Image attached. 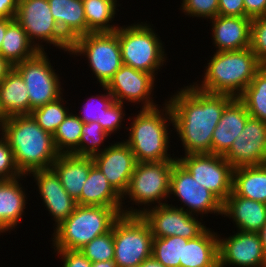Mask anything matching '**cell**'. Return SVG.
I'll list each match as a JSON object with an SVG mask.
<instances>
[{
  "mask_svg": "<svg viewBox=\"0 0 266 267\" xmlns=\"http://www.w3.org/2000/svg\"><path fill=\"white\" fill-rule=\"evenodd\" d=\"M234 99L226 94L207 93L193 85L181 89L167 101L173 127L185 154L212 153V135L225 107Z\"/></svg>",
  "mask_w": 266,
  "mask_h": 267,
  "instance_id": "cell-1",
  "label": "cell"
},
{
  "mask_svg": "<svg viewBox=\"0 0 266 267\" xmlns=\"http://www.w3.org/2000/svg\"><path fill=\"white\" fill-rule=\"evenodd\" d=\"M1 131L24 177L36 170L50 169L60 155L53 135L44 131L31 115L7 118Z\"/></svg>",
  "mask_w": 266,
  "mask_h": 267,
  "instance_id": "cell-2",
  "label": "cell"
},
{
  "mask_svg": "<svg viewBox=\"0 0 266 267\" xmlns=\"http://www.w3.org/2000/svg\"><path fill=\"white\" fill-rule=\"evenodd\" d=\"M205 69L199 90L238 98L262 64L250 47L237 51H216Z\"/></svg>",
  "mask_w": 266,
  "mask_h": 267,
  "instance_id": "cell-3",
  "label": "cell"
},
{
  "mask_svg": "<svg viewBox=\"0 0 266 267\" xmlns=\"http://www.w3.org/2000/svg\"><path fill=\"white\" fill-rule=\"evenodd\" d=\"M158 108L141 109L131 122V127L127 128L130 131L129 139L124 142L130 147L137 162L177 160L167 153L169 125L166 123L168 120L173 123L171 108L168 102H165L162 112Z\"/></svg>",
  "mask_w": 266,
  "mask_h": 267,
  "instance_id": "cell-4",
  "label": "cell"
},
{
  "mask_svg": "<svg viewBox=\"0 0 266 267\" xmlns=\"http://www.w3.org/2000/svg\"><path fill=\"white\" fill-rule=\"evenodd\" d=\"M121 214L113 207L77 205L73 213L55 227V250H80L94 238L109 232Z\"/></svg>",
  "mask_w": 266,
  "mask_h": 267,
  "instance_id": "cell-5",
  "label": "cell"
},
{
  "mask_svg": "<svg viewBox=\"0 0 266 267\" xmlns=\"http://www.w3.org/2000/svg\"><path fill=\"white\" fill-rule=\"evenodd\" d=\"M158 34L148 24L118 28L122 64L152 74L165 62V52ZM164 61V62H163Z\"/></svg>",
  "mask_w": 266,
  "mask_h": 267,
  "instance_id": "cell-6",
  "label": "cell"
},
{
  "mask_svg": "<svg viewBox=\"0 0 266 267\" xmlns=\"http://www.w3.org/2000/svg\"><path fill=\"white\" fill-rule=\"evenodd\" d=\"M113 241L117 267H137L152 257V231L141 215H121L113 224Z\"/></svg>",
  "mask_w": 266,
  "mask_h": 267,
  "instance_id": "cell-7",
  "label": "cell"
},
{
  "mask_svg": "<svg viewBox=\"0 0 266 267\" xmlns=\"http://www.w3.org/2000/svg\"><path fill=\"white\" fill-rule=\"evenodd\" d=\"M71 54L88 58L97 81L106 86L122 64L118 29L113 32H90L71 43ZM80 53V54H79Z\"/></svg>",
  "mask_w": 266,
  "mask_h": 267,
  "instance_id": "cell-8",
  "label": "cell"
},
{
  "mask_svg": "<svg viewBox=\"0 0 266 267\" xmlns=\"http://www.w3.org/2000/svg\"><path fill=\"white\" fill-rule=\"evenodd\" d=\"M15 20L39 51H44V47L40 43H34V39L70 51L71 42L62 34L53 18L48 0H18Z\"/></svg>",
  "mask_w": 266,
  "mask_h": 267,
  "instance_id": "cell-9",
  "label": "cell"
},
{
  "mask_svg": "<svg viewBox=\"0 0 266 267\" xmlns=\"http://www.w3.org/2000/svg\"><path fill=\"white\" fill-rule=\"evenodd\" d=\"M176 161L137 162L122 198L128 195L135 204L148 206L156 202L158 206L167 204L161 201L170 196V175Z\"/></svg>",
  "mask_w": 266,
  "mask_h": 267,
  "instance_id": "cell-10",
  "label": "cell"
},
{
  "mask_svg": "<svg viewBox=\"0 0 266 267\" xmlns=\"http://www.w3.org/2000/svg\"><path fill=\"white\" fill-rule=\"evenodd\" d=\"M134 209L124 208L123 215H141L150 226L153 237L180 236L189 240L199 236L207 228L181 206L177 208L170 204H156L150 209Z\"/></svg>",
  "mask_w": 266,
  "mask_h": 267,
  "instance_id": "cell-11",
  "label": "cell"
},
{
  "mask_svg": "<svg viewBox=\"0 0 266 267\" xmlns=\"http://www.w3.org/2000/svg\"><path fill=\"white\" fill-rule=\"evenodd\" d=\"M14 68L20 73L28 89L29 115L32 110L61 97V82L45 51H39L34 57L16 64Z\"/></svg>",
  "mask_w": 266,
  "mask_h": 267,
  "instance_id": "cell-12",
  "label": "cell"
},
{
  "mask_svg": "<svg viewBox=\"0 0 266 267\" xmlns=\"http://www.w3.org/2000/svg\"><path fill=\"white\" fill-rule=\"evenodd\" d=\"M176 159L193 179L222 203L231 194L234 168L223 156L213 153L185 154L183 158Z\"/></svg>",
  "mask_w": 266,
  "mask_h": 267,
  "instance_id": "cell-13",
  "label": "cell"
},
{
  "mask_svg": "<svg viewBox=\"0 0 266 267\" xmlns=\"http://www.w3.org/2000/svg\"><path fill=\"white\" fill-rule=\"evenodd\" d=\"M188 206L187 213H223V203L208 189L193 179L192 175L178 162L173 164L170 175V193Z\"/></svg>",
  "mask_w": 266,
  "mask_h": 267,
  "instance_id": "cell-14",
  "label": "cell"
},
{
  "mask_svg": "<svg viewBox=\"0 0 266 267\" xmlns=\"http://www.w3.org/2000/svg\"><path fill=\"white\" fill-rule=\"evenodd\" d=\"M223 157L233 168L266 164V122L249 117Z\"/></svg>",
  "mask_w": 266,
  "mask_h": 267,
  "instance_id": "cell-15",
  "label": "cell"
},
{
  "mask_svg": "<svg viewBox=\"0 0 266 267\" xmlns=\"http://www.w3.org/2000/svg\"><path fill=\"white\" fill-rule=\"evenodd\" d=\"M219 267H266V255L258 232L239 231L218 239Z\"/></svg>",
  "mask_w": 266,
  "mask_h": 267,
  "instance_id": "cell-16",
  "label": "cell"
},
{
  "mask_svg": "<svg viewBox=\"0 0 266 267\" xmlns=\"http://www.w3.org/2000/svg\"><path fill=\"white\" fill-rule=\"evenodd\" d=\"M154 81L152 74L122 65L106 87L116 102H142V109H151L157 107L150 96Z\"/></svg>",
  "mask_w": 266,
  "mask_h": 267,
  "instance_id": "cell-17",
  "label": "cell"
},
{
  "mask_svg": "<svg viewBox=\"0 0 266 267\" xmlns=\"http://www.w3.org/2000/svg\"><path fill=\"white\" fill-rule=\"evenodd\" d=\"M94 165L100 169L109 184L123 197L127 191L137 163L130 147L123 141L111 144L92 156Z\"/></svg>",
  "mask_w": 266,
  "mask_h": 267,
  "instance_id": "cell-18",
  "label": "cell"
},
{
  "mask_svg": "<svg viewBox=\"0 0 266 267\" xmlns=\"http://www.w3.org/2000/svg\"><path fill=\"white\" fill-rule=\"evenodd\" d=\"M30 174H33L37 181L39 194L45 207L53 216L55 225L58 226L73 213L77 206L76 200L66 192L59 177L51 168L36 170Z\"/></svg>",
  "mask_w": 266,
  "mask_h": 267,
  "instance_id": "cell-19",
  "label": "cell"
},
{
  "mask_svg": "<svg viewBox=\"0 0 266 267\" xmlns=\"http://www.w3.org/2000/svg\"><path fill=\"white\" fill-rule=\"evenodd\" d=\"M211 20L213 42L218 48L216 51H237L250 47L251 18L218 15Z\"/></svg>",
  "mask_w": 266,
  "mask_h": 267,
  "instance_id": "cell-20",
  "label": "cell"
},
{
  "mask_svg": "<svg viewBox=\"0 0 266 267\" xmlns=\"http://www.w3.org/2000/svg\"><path fill=\"white\" fill-rule=\"evenodd\" d=\"M250 117L245 105L234 98L224 109L212 135V153L224 156Z\"/></svg>",
  "mask_w": 266,
  "mask_h": 267,
  "instance_id": "cell-21",
  "label": "cell"
},
{
  "mask_svg": "<svg viewBox=\"0 0 266 267\" xmlns=\"http://www.w3.org/2000/svg\"><path fill=\"white\" fill-rule=\"evenodd\" d=\"M223 214L233 219L239 231L259 232L266 223V203L237 196L232 191L223 203Z\"/></svg>",
  "mask_w": 266,
  "mask_h": 267,
  "instance_id": "cell-22",
  "label": "cell"
},
{
  "mask_svg": "<svg viewBox=\"0 0 266 267\" xmlns=\"http://www.w3.org/2000/svg\"><path fill=\"white\" fill-rule=\"evenodd\" d=\"M93 165L92 156L60 154L51 169L59 177L66 192L77 200Z\"/></svg>",
  "mask_w": 266,
  "mask_h": 267,
  "instance_id": "cell-23",
  "label": "cell"
},
{
  "mask_svg": "<svg viewBox=\"0 0 266 267\" xmlns=\"http://www.w3.org/2000/svg\"><path fill=\"white\" fill-rule=\"evenodd\" d=\"M122 199L100 169L93 165L76 202L77 205L83 206L113 207L123 215Z\"/></svg>",
  "mask_w": 266,
  "mask_h": 267,
  "instance_id": "cell-24",
  "label": "cell"
},
{
  "mask_svg": "<svg viewBox=\"0 0 266 267\" xmlns=\"http://www.w3.org/2000/svg\"><path fill=\"white\" fill-rule=\"evenodd\" d=\"M53 18L62 34L72 43L87 34L83 0H48Z\"/></svg>",
  "mask_w": 266,
  "mask_h": 267,
  "instance_id": "cell-25",
  "label": "cell"
},
{
  "mask_svg": "<svg viewBox=\"0 0 266 267\" xmlns=\"http://www.w3.org/2000/svg\"><path fill=\"white\" fill-rule=\"evenodd\" d=\"M19 179H3L0 182V233L16 227L24 215L26 194Z\"/></svg>",
  "mask_w": 266,
  "mask_h": 267,
  "instance_id": "cell-26",
  "label": "cell"
},
{
  "mask_svg": "<svg viewBox=\"0 0 266 267\" xmlns=\"http://www.w3.org/2000/svg\"><path fill=\"white\" fill-rule=\"evenodd\" d=\"M218 236L206 228L199 236L184 243L180 267H219Z\"/></svg>",
  "mask_w": 266,
  "mask_h": 267,
  "instance_id": "cell-27",
  "label": "cell"
},
{
  "mask_svg": "<svg viewBox=\"0 0 266 267\" xmlns=\"http://www.w3.org/2000/svg\"><path fill=\"white\" fill-rule=\"evenodd\" d=\"M0 106L6 118L29 115L28 89L15 68L0 83Z\"/></svg>",
  "mask_w": 266,
  "mask_h": 267,
  "instance_id": "cell-28",
  "label": "cell"
},
{
  "mask_svg": "<svg viewBox=\"0 0 266 267\" xmlns=\"http://www.w3.org/2000/svg\"><path fill=\"white\" fill-rule=\"evenodd\" d=\"M232 191L237 196L266 203V164L234 168Z\"/></svg>",
  "mask_w": 266,
  "mask_h": 267,
  "instance_id": "cell-29",
  "label": "cell"
},
{
  "mask_svg": "<svg viewBox=\"0 0 266 267\" xmlns=\"http://www.w3.org/2000/svg\"><path fill=\"white\" fill-rule=\"evenodd\" d=\"M39 50L32 45L27 33L14 19L4 35L0 55L6 58L13 66L34 57Z\"/></svg>",
  "mask_w": 266,
  "mask_h": 267,
  "instance_id": "cell-30",
  "label": "cell"
},
{
  "mask_svg": "<svg viewBox=\"0 0 266 267\" xmlns=\"http://www.w3.org/2000/svg\"><path fill=\"white\" fill-rule=\"evenodd\" d=\"M117 1L83 0L87 34L90 32H113L119 27L110 25L114 19ZM109 23V24H108Z\"/></svg>",
  "mask_w": 266,
  "mask_h": 267,
  "instance_id": "cell-31",
  "label": "cell"
},
{
  "mask_svg": "<svg viewBox=\"0 0 266 267\" xmlns=\"http://www.w3.org/2000/svg\"><path fill=\"white\" fill-rule=\"evenodd\" d=\"M238 99L245 105L250 117L266 122V65L258 69Z\"/></svg>",
  "mask_w": 266,
  "mask_h": 267,
  "instance_id": "cell-32",
  "label": "cell"
},
{
  "mask_svg": "<svg viewBox=\"0 0 266 267\" xmlns=\"http://www.w3.org/2000/svg\"><path fill=\"white\" fill-rule=\"evenodd\" d=\"M188 239L180 236L153 237L152 257L165 267H180L183 262L184 243Z\"/></svg>",
  "mask_w": 266,
  "mask_h": 267,
  "instance_id": "cell-33",
  "label": "cell"
},
{
  "mask_svg": "<svg viewBox=\"0 0 266 267\" xmlns=\"http://www.w3.org/2000/svg\"><path fill=\"white\" fill-rule=\"evenodd\" d=\"M84 123L76 114L69 113L53 135L59 154H71L78 146Z\"/></svg>",
  "mask_w": 266,
  "mask_h": 267,
  "instance_id": "cell-34",
  "label": "cell"
},
{
  "mask_svg": "<svg viewBox=\"0 0 266 267\" xmlns=\"http://www.w3.org/2000/svg\"><path fill=\"white\" fill-rule=\"evenodd\" d=\"M62 96L31 111L30 115L46 132L54 135L58 126L69 115V109L64 107Z\"/></svg>",
  "mask_w": 266,
  "mask_h": 267,
  "instance_id": "cell-35",
  "label": "cell"
},
{
  "mask_svg": "<svg viewBox=\"0 0 266 267\" xmlns=\"http://www.w3.org/2000/svg\"><path fill=\"white\" fill-rule=\"evenodd\" d=\"M81 131L79 146L71 154L93 156L103 151L100 146L109 134L103 130L97 121L84 123Z\"/></svg>",
  "mask_w": 266,
  "mask_h": 267,
  "instance_id": "cell-36",
  "label": "cell"
},
{
  "mask_svg": "<svg viewBox=\"0 0 266 267\" xmlns=\"http://www.w3.org/2000/svg\"><path fill=\"white\" fill-rule=\"evenodd\" d=\"M80 251L92 263L114 260L113 226L109 232L94 238L83 246Z\"/></svg>",
  "mask_w": 266,
  "mask_h": 267,
  "instance_id": "cell-37",
  "label": "cell"
},
{
  "mask_svg": "<svg viewBox=\"0 0 266 267\" xmlns=\"http://www.w3.org/2000/svg\"><path fill=\"white\" fill-rule=\"evenodd\" d=\"M250 49L262 65H266V15L251 21Z\"/></svg>",
  "mask_w": 266,
  "mask_h": 267,
  "instance_id": "cell-38",
  "label": "cell"
},
{
  "mask_svg": "<svg viewBox=\"0 0 266 267\" xmlns=\"http://www.w3.org/2000/svg\"><path fill=\"white\" fill-rule=\"evenodd\" d=\"M103 89H105L108 93H106L105 95L101 94V96L96 95L97 97L91 96L92 98H89L87 100V103L84 104V107H83L84 114L77 116L83 123L97 121L101 125L102 116H103V113L106 112V107L114 100L113 96L110 94L107 87L103 86ZM96 98H99V99L97 100ZM93 99L97 100V102L98 101L100 102L96 104L97 106H94V108H92L93 106H91L90 104V102L92 103Z\"/></svg>",
  "mask_w": 266,
  "mask_h": 267,
  "instance_id": "cell-39",
  "label": "cell"
},
{
  "mask_svg": "<svg viewBox=\"0 0 266 267\" xmlns=\"http://www.w3.org/2000/svg\"><path fill=\"white\" fill-rule=\"evenodd\" d=\"M182 10L186 15L213 19L218 16V0H183Z\"/></svg>",
  "mask_w": 266,
  "mask_h": 267,
  "instance_id": "cell-40",
  "label": "cell"
},
{
  "mask_svg": "<svg viewBox=\"0 0 266 267\" xmlns=\"http://www.w3.org/2000/svg\"><path fill=\"white\" fill-rule=\"evenodd\" d=\"M23 175L18 170L11 147L6 138H0V177L3 179H14Z\"/></svg>",
  "mask_w": 266,
  "mask_h": 267,
  "instance_id": "cell-41",
  "label": "cell"
},
{
  "mask_svg": "<svg viewBox=\"0 0 266 267\" xmlns=\"http://www.w3.org/2000/svg\"><path fill=\"white\" fill-rule=\"evenodd\" d=\"M123 105L124 104L113 100L106 107V112H104L102 116L101 127L107 134L111 135V133L120 129L119 127H121V122L125 116Z\"/></svg>",
  "mask_w": 266,
  "mask_h": 267,
  "instance_id": "cell-42",
  "label": "cell"
},
{
  "mask_svg": "<svg viewBox=\"0 0 266 267\" xmlns=\"http://www.w3.org/2000/svg\"><path fill=\"white\" fill-rule=\"evenodd\" d=\"M62 257V267H92V262L80 250H55Z\"/></svg>",
  "mask_w": 266,
  "mask_h": 267,
  "instance_id": "cell-43",
  "label": "cell"
},
{
  "mask_svg": "<svg viewBox=\"0 0 266 267\" xmlns=\"http://www.w3.org/2000/svg\"><path fill=\"white\" fill-rule=\"evenodd\" d=\"M218 15L246 17L243 0H218Z\"/></svg>",
  "mask_w": 266,
  "mask_h": 267,
  "instance_id": "cell-44",
  "label": "cell"
},
{
  "mask_svg": "<svg viewBox=\"0 0 266 267\" xmlns=\"http://www.w3.org/2000/svg\"><path fill=\"white\" fill-rule=\"evenodd\" d=\"M246 17L251 19L266 15V0H243Z\"/></svg>",
  "mask_w": 266,
  "mask_h": 267,
  "instance_id": "cell-45",
  "label": "cell"
},
{
  "mask_svg": "<svg viewBox=\"0 0 266 267\" xmlns=\"http://www.w3.org/2000/svg\"><path fill=\"white\" fill-rule=\"evenodd\" d=\"M18 0H0V18H15Z\"/></svg>",
  "mask_w": 266,
  "mask_h": 267,
  "instance_id": "cell-46",
  "label": "cell"
},
{
  "mask_svg": "<svg viewBox=\"0 0 266 267\" xmlns=\"http://www.w3.org/2000/svg\"><path fill=\"white\" fill-rule=\"evenodd\" d=\"M14 69V66L0 55V83L7 77V75Z\"/></svg>",
  "mask_w": 266,
  "mask_h": 267,
  "instance_id": "cell-47",
  "label": "cell"
},
{
  "mask_svg": "<svg viewBox=\"0 0 266 267\" xmlns=\"http://www.w3.org/2000/svg\"><path fill=\"white\" fill-rule=\"evenodd\" d=\"M15 18H6L2 17L0 18V49H1V44L4 38V35L7 30V26L14 20Z\"/></svg>",
  "mask_w": 266,
  "mask_h": 267,
  "instance_id": "cell-48",
  "label": "cell"
},
{
  "mask_svg": "<svg viewBox=\"0 0 266 267\" xmlns=\"http://www.w3.org/2000/svg\"><path fill=\"white\" fill-rule=\"evenodd\" d=\"M137 267H165L163 264H161L159 261L155 260L153 257H150L143 261L139 266Z\"/></svg>",
  "mask_w": 266,
  "mask_h": 267,
  "instance_id": "cell-49",
  "label": "cell"
},
{
  "mask_svg": "<svg viewBox=\"0 0 266 267\" xmlns=\"http://www.w3.org/2000/svg\"><path fill=\"white\" fill-rule=\"evenodd\" d=\"M92 267H117V265L113 260H108L94 262L92 263Z\"/></svg>",
  "mask_w": 266,
  "mask_h": 267,
  "instance_id": "cell-50",
  "label": "cell"
},
{
  "mask_svg": "<svg viewBox=\"0 0 266 267\" xmlns=\"http://www.w3.org/2000/svg\"><path fill=\"white\" fill-rule=\"evenodd\" d=\"M258 234H259L262 246H263V250H264L265 255H266V223L263 225V227L258 232Z\"/></svg>",
  "mask_w": 266,
  "mask_h": 267,
  "instance_id": "cell-51",
  "label": "cell"
},
{
  "mask_svg": "<svg viewBox=\"0 0 266 267\" xmlns=\"http://www.w3.org/2000/svg\"><path fill=\"white\" fill-rule=\"evenodd\" d=\"M6 120H7V118H6V116H5V114L2 111L1 106H0V128H1L0 130H2Z\"/></svg>",
  "mask_w": 266,
  "mask_h": 267,
  "instance_id": "cell-52",
  "label": "cell"
}]
</instances>
